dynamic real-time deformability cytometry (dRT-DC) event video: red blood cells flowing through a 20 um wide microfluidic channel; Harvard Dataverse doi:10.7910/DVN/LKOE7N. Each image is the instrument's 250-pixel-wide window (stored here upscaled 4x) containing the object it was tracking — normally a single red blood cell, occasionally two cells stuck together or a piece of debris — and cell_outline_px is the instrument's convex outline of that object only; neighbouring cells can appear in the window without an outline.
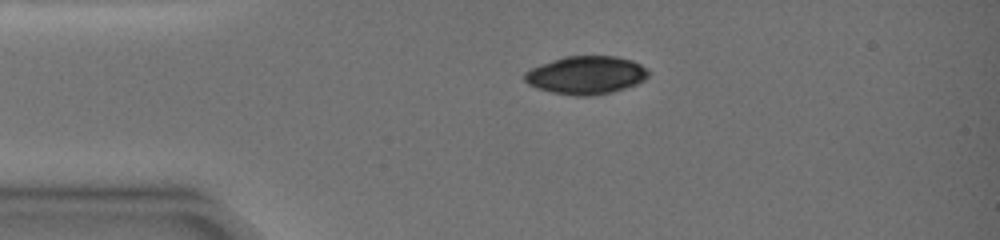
{"species": "common noctule bat (a hibernating species)", "species_latin": "Nyctalus noctula", "temperature_condition": "warm", "stored_images_in_passage": 8, "camera_frame_rate_fps": 3000, "um_per_image_px": 0.085, "animal": {"sex": "female", "body_mass_g": 19.0, "forearm_length_mm": 51.5}, "frame": {"image": 1, "passage_image": 1, "time_ms": 0.0, "image_size_px": [1000, 240], "cell_outline_px": [[648, 76], [644, 80], [636, 84], [612, 92], [588, 96], [576, 96], [552, 92], [536, 88], [528, 84], [524, 80], [524, 72], [532, 68], [552, 60], [564, 56], [616, 56], [632, 60], [640, 64], [648, 72]], "centroid_in_image_um": [49.8, 6.38], "position_along_channel_um": 35.2, "area_um2": 27.34}}